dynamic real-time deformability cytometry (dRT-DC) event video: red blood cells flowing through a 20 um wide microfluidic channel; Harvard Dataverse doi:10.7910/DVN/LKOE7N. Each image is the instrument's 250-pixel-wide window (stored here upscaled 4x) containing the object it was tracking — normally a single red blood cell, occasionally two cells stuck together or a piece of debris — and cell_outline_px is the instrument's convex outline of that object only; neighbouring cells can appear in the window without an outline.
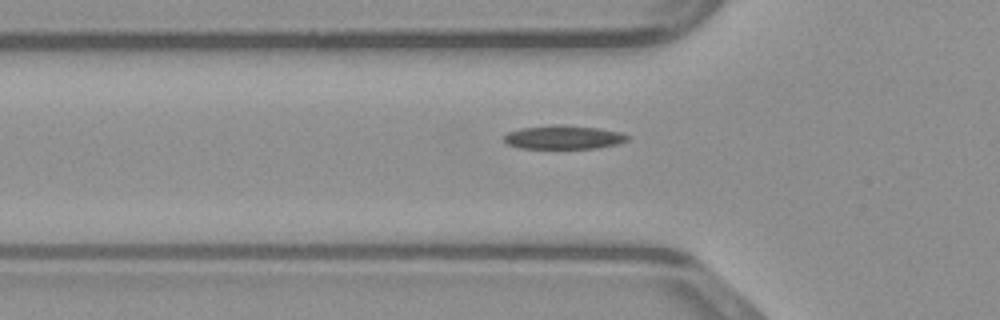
{"species": "common noctule bat (a hibernating species)", "species_latin": "Nyctalus noctula", "temperature_condition": "warm", "stored_images_in_passage": 33, "camera_frame_rate_fps": 3000, "um_per_image_px": 0.085, "animal": {"sex": "male", "body_mass_g": 23.1, "forearm_length_mm": 52.7}, "frame": {"image": 1, "passage_image": 4, "time_ms": 1.0, "image_size_px": [1000, 320], "cell_outline_px": [[628, 140], [620, 144], [596, 148], [520, 148], [508, 144], [504, 140], [504, 136], [508, 132], [520, 128], [552, 124], [560, 124], [600, 128], [620, 132], [628, 136]], "centroid_in_image_um": [47.91, 11.66], "position_along_channel_um": 77.9, "area_um2": 17.17}}
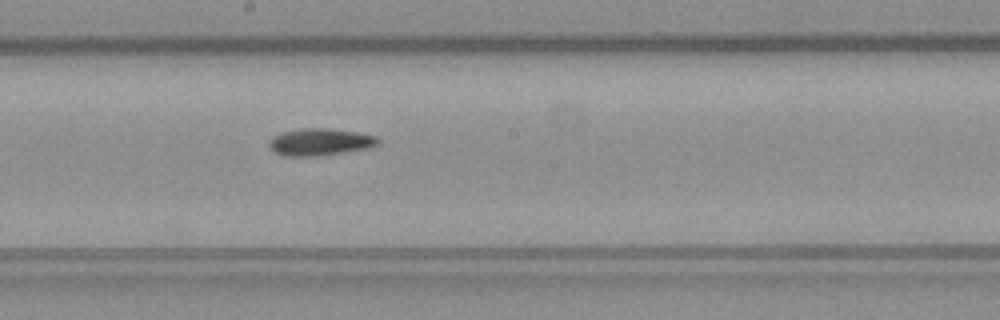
{"frame": {"image": 2, "passage_image": 14, "time_ms": 4.333, "image_size_px": [1000, 320], "cell_outline_px": [[380, 144], [368, 148], [316, 156], [284, 156], [276, 152], [268, 144], [268, 140], [272, 136], [280, 132], [300, 128], [328, 128], [356, 132], [376, 136], [380, 140]], "centroid_in_image_um": [27.18, 12.05], "position_along_channel_um": 221.0, "area_um2": 17.22}}
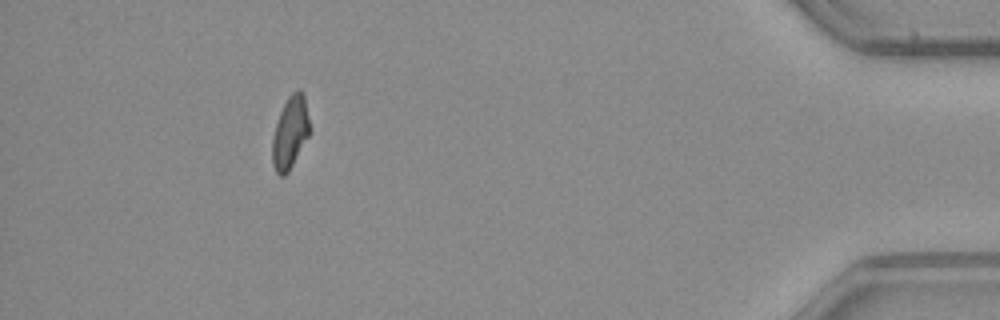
{"frame": {"image": 3, "passage_image": 32, "time_ms": 10.333, "image_size_px": [1000, 320], "cell_outline_px": [[308, 136], [288, 172], [284, 176], [280, 176], [276, 172], [272, 164], [272, 140], [276, 124], [280, 112], [288, 96], [292, 92], [300, 88], [304, 92], [308, 120]], "centroid_in_image_um": [24.64, 11.25], "position_along_channel_um": 410.6, "area_um2": 15.43}}